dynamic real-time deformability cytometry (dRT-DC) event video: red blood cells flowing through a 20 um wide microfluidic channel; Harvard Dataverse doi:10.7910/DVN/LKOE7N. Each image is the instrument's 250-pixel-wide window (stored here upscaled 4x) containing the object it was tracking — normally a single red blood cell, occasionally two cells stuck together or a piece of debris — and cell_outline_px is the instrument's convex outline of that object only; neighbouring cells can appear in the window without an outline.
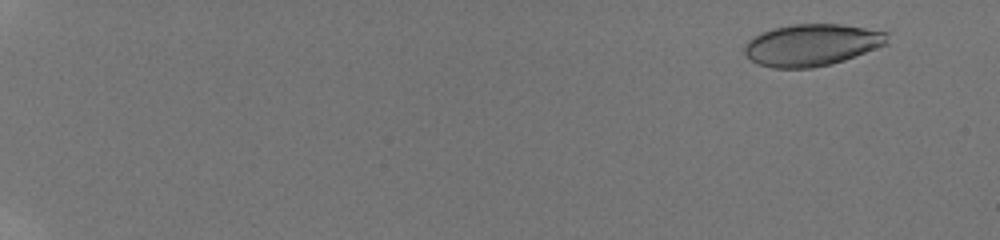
{"species": "human", "species_latin": "Homo sapiens", "temperature_condition": "room temperature", "stored_images_in_passage": 38, "camera_frame_rate_fps": 3000, "um_per_image_px": 0.085, "donor": {"sex": "male"}, "frame": {"image": 1, "passage_image": 6, "time_ms": 1.667, "image_size_px": [1000, 240], "cell_outline_px": [[888, 44], [844, 60], [832, 64], [812, 68], [772, 68], [756, 64], [744, 52], [744, 44], [752, 36], [760, 32], [792, 24], [840, 24], [888, 32]], "centroid_in_image_um": [68.98, 3.82], "position_along_channel_um": 16.0, "area_um2": 34.97}}
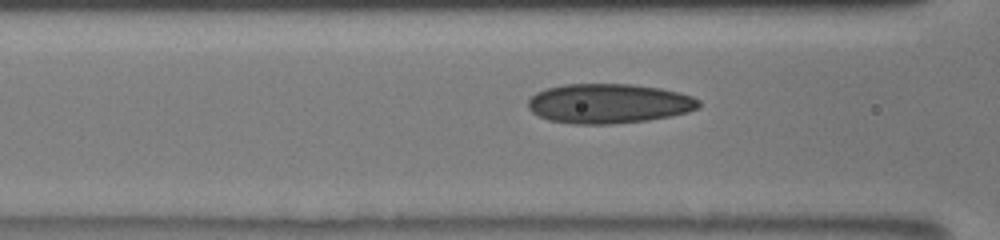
{"frame": {"image": 2, "passage_image": 30, "time_ms": 9.333, "image_size_px": [1000, 240], "cell_outline_px": [[700, 108], [688, 112], [672, 116], [648, 120], [612, 124], [572, 124], [548, 120], [532, 112], [528, 108], [528, 100], [536, 92], [544, 88], [564, 84], [632, 84], [660, 88], [680, 92], [692, 96], [700, 100]], "centroid_in_image_um": [51.76, 8.8], "position_along_channel_um": 114.8, "area_um2": 39.82}}
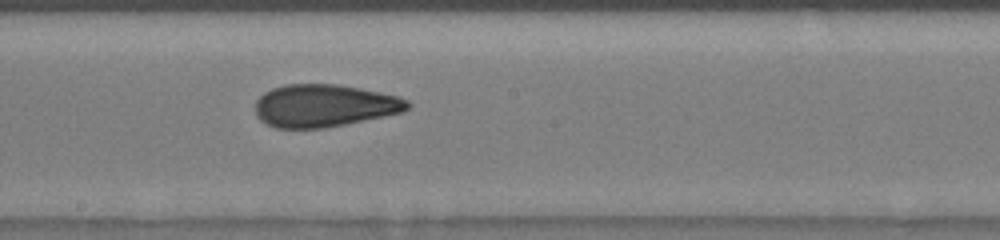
{"frame": {"image": 3, "passage_image": 38, "time_ms": 12.0, "image_size_px": [1000, 240], "cell_outline_px": [[412, 104], [404, 112], [324, 128], [276, 128], [260, 120], [256, 116], [256, 100], [264, 92], [272, 88], [284, 84], [336, 84], [360, 88], [400, 96], [408, 100]], "centroid_in_image_um": [27.57, 8.97], "position_along_channel_um": 220.6, "area_um2": 37.86}}